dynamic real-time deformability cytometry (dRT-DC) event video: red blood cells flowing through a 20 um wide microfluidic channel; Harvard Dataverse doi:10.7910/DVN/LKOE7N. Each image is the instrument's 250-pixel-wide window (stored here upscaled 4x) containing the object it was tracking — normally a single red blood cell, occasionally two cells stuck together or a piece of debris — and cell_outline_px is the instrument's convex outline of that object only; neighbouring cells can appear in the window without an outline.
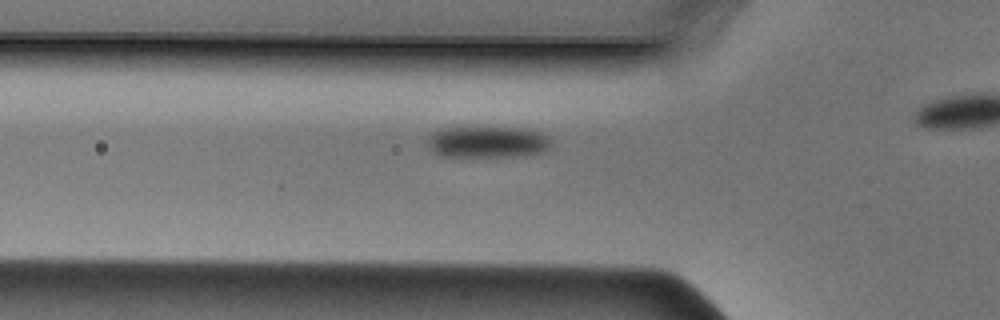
{"species": "Egyptian fruit bat (a non-hibernating species)", "species_latin": "Rousettus aegyptiacus", "temperature_condition": "cold", "stored_images_in_passage": 12, "camera_frame_rate_fps": 3000, "um_per_image_px": 0.085, "animal": {"sex": "male"}, "frame": {"image": 1, "passage_image": 7, "time_ms": 2.0, "image_size_px": [1000, 320], "cell_outline_px": [[548, 148], [540, 152], [512, 156], [444, 156], [428, 148], [428, 140], [440, 128], [536, 128], [548, 136]], "centroid_in_image_um": [41.47, 12.05], "position_along_channel_um": 84.3, "area_um2": 22.2}}
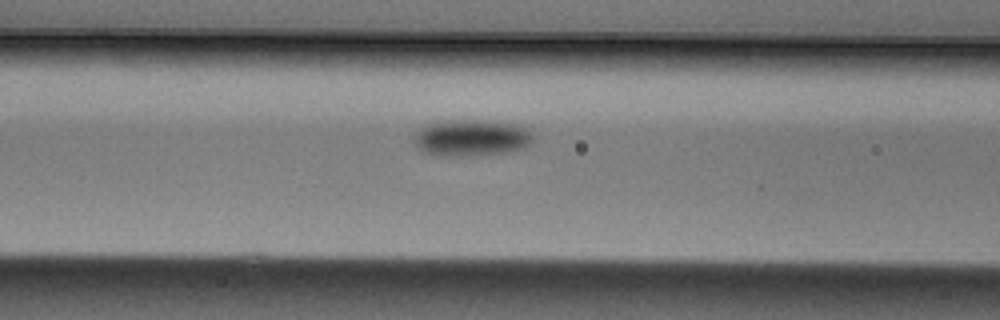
{"frame": {"image": 2, "passage_image": 10, "time_ms": 3.0, "image_size_px": [1000, 320], "cell_outline_px": [[532, 140], [528, 144], [520, 148], [508, 152], [472, 156], [452, 156], [424, 152], [412, 140], [420, 128], [424, 124], [440, 120], [496, 120], [520, 124], [532, 136]], "centroid_in_image_um": [40.05, 11.68], "position_along_channel_um": 126.6, "area_um2": 25.49}}